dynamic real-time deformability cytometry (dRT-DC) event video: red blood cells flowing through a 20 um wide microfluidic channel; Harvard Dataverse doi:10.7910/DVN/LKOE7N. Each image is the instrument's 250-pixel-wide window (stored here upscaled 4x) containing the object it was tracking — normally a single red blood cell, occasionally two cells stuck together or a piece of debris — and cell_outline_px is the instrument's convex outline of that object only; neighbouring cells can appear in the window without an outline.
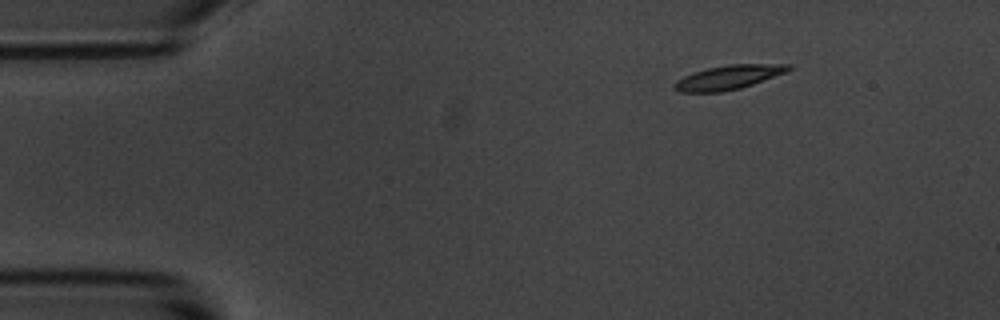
{"species": "common noctule bat (a hibernating species)", "species_latin": "Nyctalus noctula", "temperature_condition": "room temperature", "stored_images_in_passage": 3, "camera_frame_rate_fps": 3000, "um_per_image_px": 0.085, "animal": {"sex": "male", "body_mass_g": 20.1, "forearm_length_mm": 53.5}, "frame": {"image": 1, "passage_image": 1, "time_ms": 0.0, "image_size_px": [1000, 320], "cell_outline_px": [[792, 68], [788, 72], [740, 88], [720, 92], [680, 92], [672, 88], [672, 84], [676, 80], [692, 72], [708, 68], [728, 64], [792, 64]], "centroid_in_image_um": [61.9, 6.57], "position_along_channel_um": 23.1, "area_um2": 16.18}}